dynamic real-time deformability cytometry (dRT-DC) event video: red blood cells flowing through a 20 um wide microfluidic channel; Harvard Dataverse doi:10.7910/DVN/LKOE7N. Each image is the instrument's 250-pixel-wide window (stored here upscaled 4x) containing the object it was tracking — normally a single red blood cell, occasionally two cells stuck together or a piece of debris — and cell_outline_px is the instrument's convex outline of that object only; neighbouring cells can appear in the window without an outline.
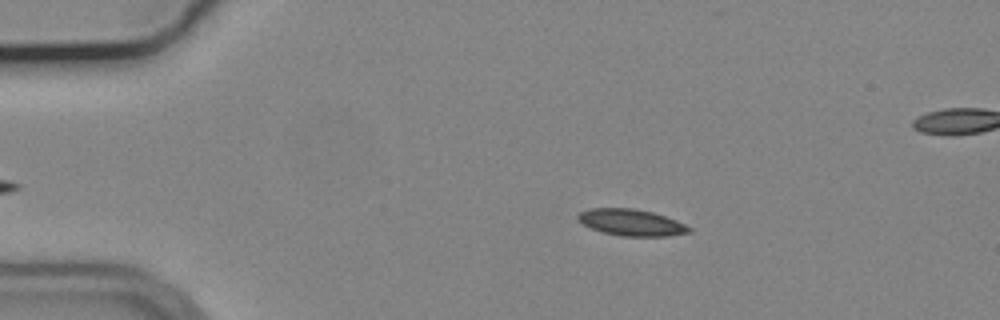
{"species": "common noctule bat (a hibernating species)", "species_latin": "Nyctalus noctula", "temperature_condition": "cold", "stored_images_in_passage": 46, "camera_frame_rate_fps": 3000, "um_per_image_px": 0.085, "animal": {"sex": "male", "body_mass_g": 19.2, "forearm_length_mm": 51.8}, "frame": {"image": 1, "passage_image": 9, "time_ms": 2.667, "image_size_px": [1000, 320], "cell_outline_px": [[692, 232], [668, 236], [620, 236], [604, 232], [592, 228], [576, 220], [576, 216], [580, 212], [588, 208], [636, 208], [652, 212], [676, 220], [692, 228]], "centroid_in_image_um": [53.66, 18.9], "position_along_channel_um": 31.3, "area_um2": 17.22}}
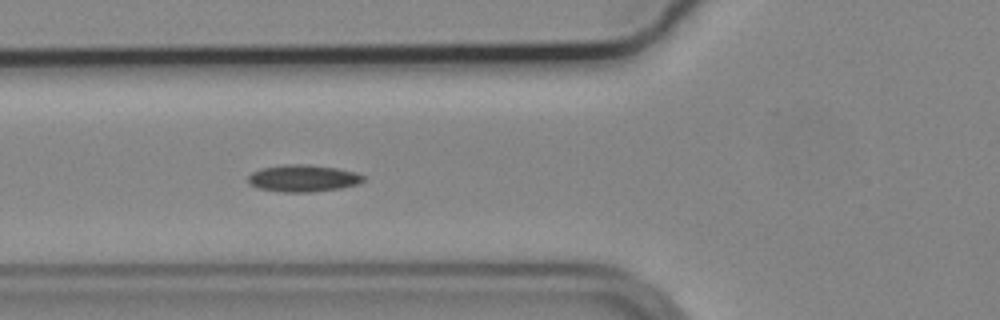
{"frame": {"image": 2, "passage_image": 19, "time_ms": 6.0, "image_size_px": [1000, 320], "cell_outline_px": [[364, 180], [356, 184], [340, 188], [312, 192], [284, 192], [256, 188], [248, 184], [248, 176], [252, 172], [260, 168], [284, 164], [308, 164], [336, 168], [356, 172], [364, 176]], "centroid_in_image_um": [25.71, 15.15], "position_along_channel_um": 100.1, "area_um2": 18.21}}
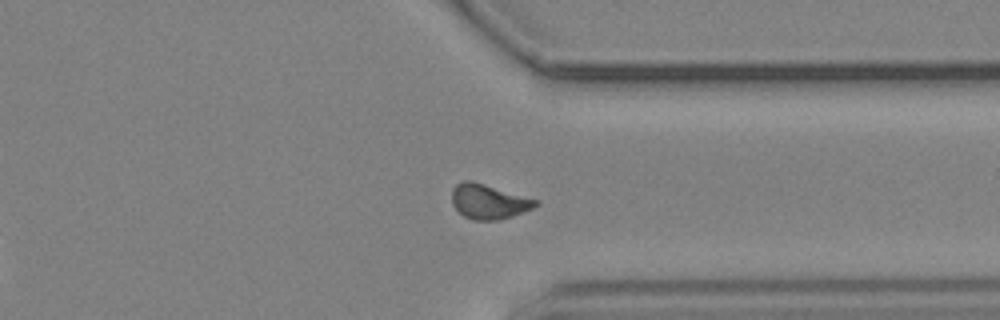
{"frame": {"image": 3, "passage_image": 41, "time_ms": 13.333, "image_size_px": [1000, 320], "cell_outline_px": [[540, 200], [532, 208], [512, 216], [500, 220], [472, 220], [464, 216], [452, 204], [452, 188], [460, 180], [472, 180]], "centroid_in_image_um": [41.52, 17.11], "position_along_channel_um": 369.9, "area_um2": 17.05}}